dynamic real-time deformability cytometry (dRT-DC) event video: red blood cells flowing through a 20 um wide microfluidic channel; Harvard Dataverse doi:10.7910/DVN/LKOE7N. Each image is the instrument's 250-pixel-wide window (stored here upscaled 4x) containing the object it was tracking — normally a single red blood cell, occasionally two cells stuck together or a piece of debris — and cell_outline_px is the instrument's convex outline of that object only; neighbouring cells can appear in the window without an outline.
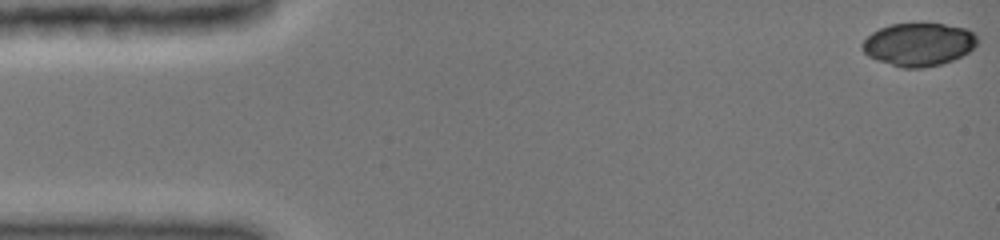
{"species": "common noctule bat (a hibernating species)", "species_latin": "Nyctalus noctula", "temperature_condition": "cold", "stored_images_in_passage": 11, "camera_frame_rate_fps": 3000, "um_per_image_px": 0.085, "animal": {"sex": "female", "body_mass_g": 19.0, "forearm_length_mm": 51.5}, "frame": {"image": 1, "passage_image": 1, "time_ms": 0.0, "image_size_px": [1000, 240], "cell_outline_px": [[976, 44], [968, 52], [952, 60], [940, 64], [924, 68], [904, 68], [868, 56], [864, 52], [860, 44], [872, 32], [880, 28], [892, 24], [944, 24], [964, 28], [972, 32], [976, 36]], "centroid_in_image_um": [78.06, 3.77], "position_along_channel_um": 6.9, "area_um2": 28.38}}
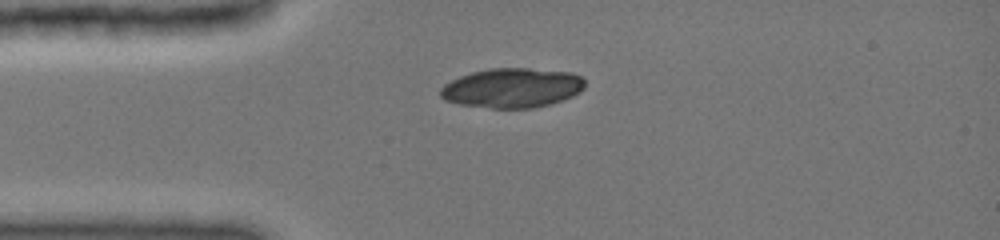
{"frame": {"image": 2, "passage_image": 10, "time_ms": 3.667, "image_size_px": [1000, 240], "cell_outline_px": [[584, 88], [572, 96], [548, 104], [532, 108], [492, 108], [460, 104], [448, 100], [440, 96], [440, 88], [444, 84], [460, 76], [472, 72], [492, 68], [528, 68], [568, 72], [580, 76], [584, 80]], "centroid_in_image_um": [43.51, 7.47], "position_along_channel_um": 41.5, "area_um2": 32.95}}